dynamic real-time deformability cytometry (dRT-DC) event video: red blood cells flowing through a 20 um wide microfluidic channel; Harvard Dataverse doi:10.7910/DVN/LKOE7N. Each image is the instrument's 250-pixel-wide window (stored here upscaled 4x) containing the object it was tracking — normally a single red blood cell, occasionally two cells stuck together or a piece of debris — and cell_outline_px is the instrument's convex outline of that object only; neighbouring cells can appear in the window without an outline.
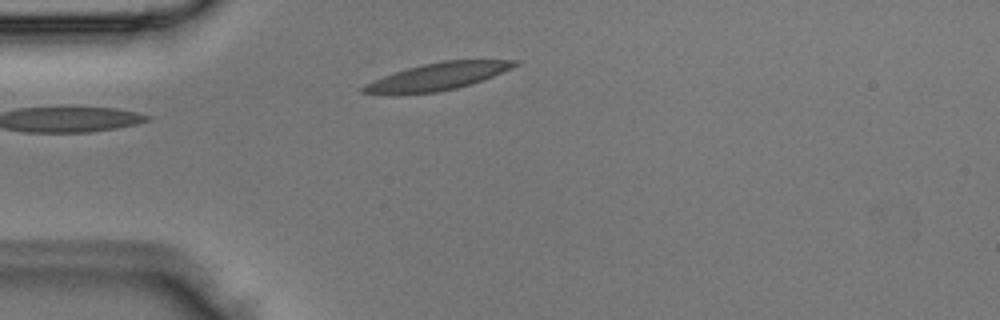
{"species": "Egyptian fruit bat (a non-hibernating species)", "species_latin": "Rousettus aegyptiacus", "temperature_condition": "room temperature", "stored_images_in_passage": 1, "camera_frame_rate_fps": 3000, "um_per_image_px": 0.085, "animal": {"sex": "male"}, "frame": {"image": 1, "passage_image": 1, "time_ms": 0.0, "image_size_px": [1000, 320], "cell_outline_px": [[520, 64], [512, 68], [472, 84], [456, 88], [436, 92], [396, 96], [392, 96], [360, 92], [360, 88], [364, 84], [372, 80], [408, 68], [424, 64], [444, 60], [520, 60]], "centroid_in_image_um": [37.13, 6.53], "position_along_channel_um": 47.9, "area_um2": 24.39}}